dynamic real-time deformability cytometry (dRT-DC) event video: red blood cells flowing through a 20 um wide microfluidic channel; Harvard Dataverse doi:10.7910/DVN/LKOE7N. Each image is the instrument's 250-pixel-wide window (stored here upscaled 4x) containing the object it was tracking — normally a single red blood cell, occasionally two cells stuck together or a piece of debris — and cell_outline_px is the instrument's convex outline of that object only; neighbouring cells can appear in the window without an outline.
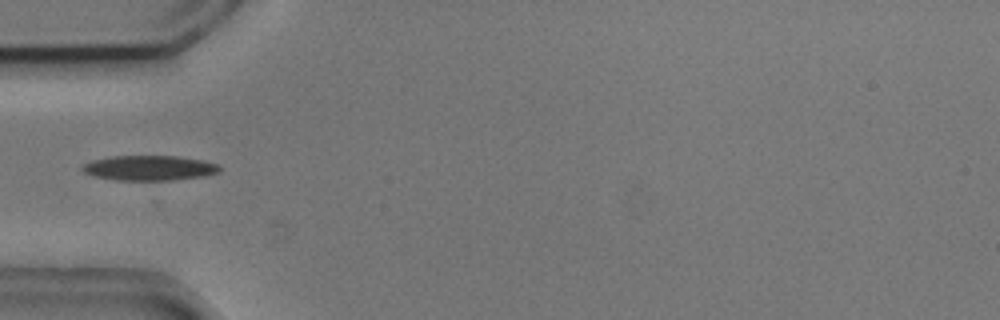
{"species": "common noctule bat (a hibernating species)", "species_latin": "Nyctalus noctula", "temperature_condition": "cold", "stored_images_in_passage": 2, "camera_frame_rate_fps": 3000, "um_per_image_px": 0.085, "animal": {"sex": "male", "body_mass_g": 20.5, "forearm_length_mm": 52.5}, "frame": {"image": 1, "passage_image": 2, "time_ms": 0.333, "image_size_px": [1000, 320], "cell_outline_px": [[220, 172], [204, 176], [172, 180], [116, 180], [92, 176], [84, 172], [80, 168], [80, 164], [92, 160], [112, 156], [176, 156], [204, 160], [220, 164]], "centroid_in_image_um": [12.67, 14.27], "position_along_channel_um": 72.3, "area_um2": 20.23}}